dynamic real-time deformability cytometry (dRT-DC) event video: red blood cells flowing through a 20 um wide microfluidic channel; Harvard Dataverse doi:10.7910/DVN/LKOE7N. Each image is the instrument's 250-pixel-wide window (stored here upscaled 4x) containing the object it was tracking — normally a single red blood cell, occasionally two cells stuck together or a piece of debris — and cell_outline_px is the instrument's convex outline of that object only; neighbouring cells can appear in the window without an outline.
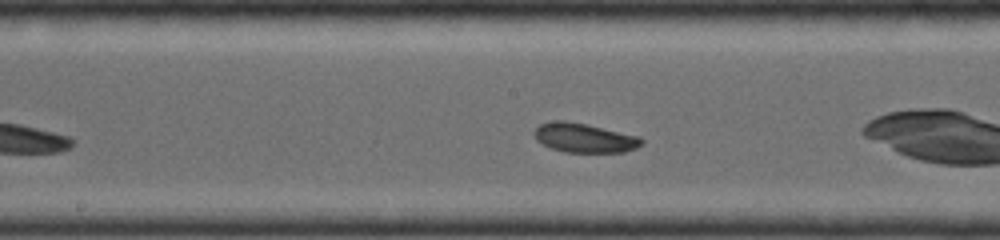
{"species": "common noctule bat (a hibernating species)", "species_latin": "Nyctalus noctula", "temperature_condition": "room temperature", "stored_images_in_passage": 24, "camera_frame_rate_fps": 4000, "um_per_image_px": 0.085, "animal": {"sex": "female", "body_mass_g": 19.0, "forearm_length_mm": 56.7}, "frame": {"image": 1, "passage_image": 8, "time_ms": 2.75, "image_size_px": [1000, 240], "cell_outline_px": [[644, 144], [636, 148], [624, 152], [564, 152], [552, 148], [536, 140], [532, 132], [540, 124], [552, 120], [564, 120], [588, 124], [640, 136], [644, 140]], "centroid_in_image_um": [49.69, 11.71], "position_along_channel_um": 198.5, "area_um2": 18.55}}